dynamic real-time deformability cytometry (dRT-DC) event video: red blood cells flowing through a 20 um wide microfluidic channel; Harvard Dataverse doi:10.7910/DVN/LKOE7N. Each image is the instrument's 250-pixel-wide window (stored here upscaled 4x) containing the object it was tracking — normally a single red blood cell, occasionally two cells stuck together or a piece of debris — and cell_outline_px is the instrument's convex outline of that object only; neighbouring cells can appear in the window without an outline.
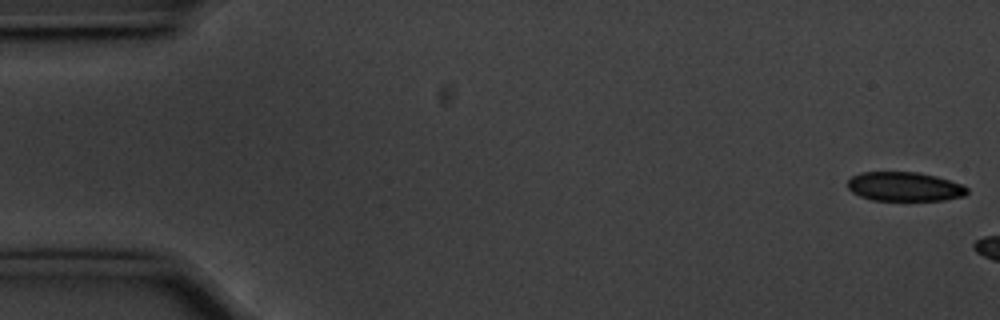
{"species": "common noctule bat (a hibernating species)", "species_latin": "Nyctalus noctula", "temperature_condition": "cold", "stored_images_in_passage": 6, "camera_frame_rate_fps": 3000, "um_per_image_px": 0.085, "animal": {"sex": "male", "body_mass_g": 20.1, "forearm_length_mm": 53.5}, "frame": {"image": 1, "passage_image": 1, "time_ms": 0.0, "image_size_px": [1000, 320], "cell_outline_px": [[968, 192], [964, 196], [944, 200], [872, 200], [860, 196], [852, 192], [848, 188], [848, 180], [852, 176], [860, 172], [920, 172], [936, 176], [964, 184], [968, 188]], "centroid_in_image_um": [76.91, 15.85], "position_along_channel_um": 8.1, "area_um2": 20.46}}